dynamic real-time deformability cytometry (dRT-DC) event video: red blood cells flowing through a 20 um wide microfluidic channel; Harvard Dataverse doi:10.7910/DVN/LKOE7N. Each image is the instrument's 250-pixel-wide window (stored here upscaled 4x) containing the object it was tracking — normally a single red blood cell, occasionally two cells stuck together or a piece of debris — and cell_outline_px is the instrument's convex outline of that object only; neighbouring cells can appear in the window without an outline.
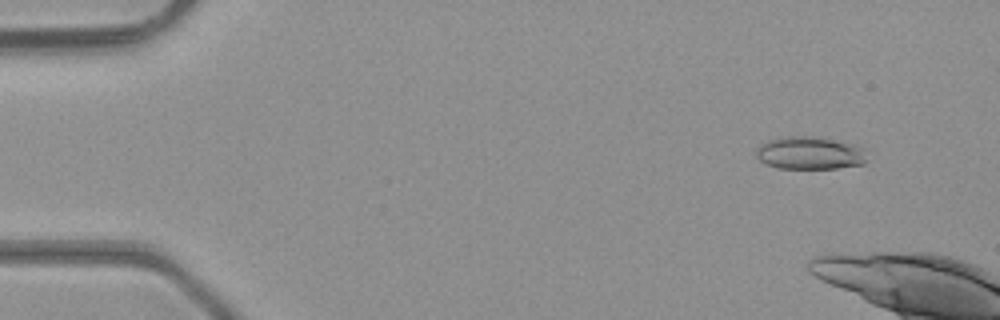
{"species": "common noctule bat (a hibernating species)", "species_latin": "Nyctalus noctula", "temperature_condition": "room temperature", "stored_images_in_passage": 4, "camera_frame_rate_fps": 3000, "um_per_image_px": 0.085, "animal": {"sex": "male", "body_mass_g": 23.1, "forearm_length_mm": 52.7}, "frame": {"image": 1, "passage_image": 2, "time_ms": 0.333, "image_size_px": [1000, 320], "cell_outline_px": [[868, 160], [864, 164], [836, 168], [776, 168], [764, 164], [756, 156], [756, 148], [760, 144], [768, 140], [780, 136], [820, 136], [852, 144], [864, 148]], "centroid_in_image_um": [68.82, 13.0], "position_along_channel_um": 16.2, "area_um2": 21.56}}